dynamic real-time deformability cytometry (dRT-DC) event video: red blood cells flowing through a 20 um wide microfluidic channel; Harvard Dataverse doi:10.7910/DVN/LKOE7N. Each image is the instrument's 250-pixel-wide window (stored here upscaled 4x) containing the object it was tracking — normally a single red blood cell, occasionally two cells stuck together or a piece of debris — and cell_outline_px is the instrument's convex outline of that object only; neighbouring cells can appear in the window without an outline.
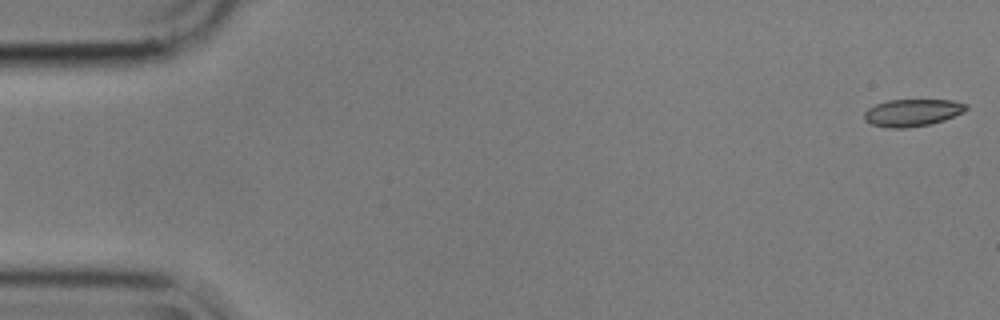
{"species": "common noctule bat (a hibernating species)", "species_latin": "Nyctalus noctula", "temperature_condition": "cold", "stored_images_in_passage": 47, "camera_frame_rate_fps": 3000, "um_per_image_px": 0.085, "animal": {"sex": "male", "body_mass_g": 17.9}, "frame": {"image": 1, "passage_image": 1, "time_ms": 0.0, "image_size_px": [1000, 320], "cell_outline_px": [[968, 108], [964, 112], [944, 120], [928, 124], [908, 128], [888, 128], [872, 124], [864, 120], [864, 112], [868, 108], [876, 104], [888, 100], [952, 100], [968, 104]], "centroid_in_image_um": [77.55, 9.57], "position_along_channel_um": 7.4, "area_um2": 16.18}}
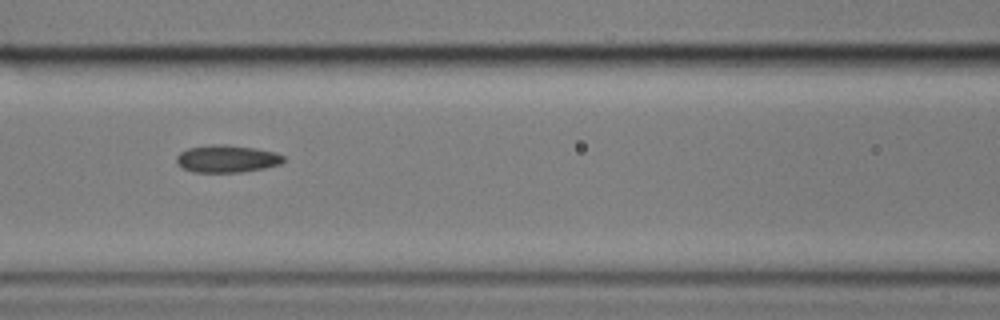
{"frame": {"image": 2, "passage_image": 24, "time_ms": 7.667, "image_size_px": [1000, 320], "cell_outline_px": [[284, 160], [280, 164], [264, 168], [240, 172], [192, 172], [184, 168], [176, 160], [176, 156], [180, 152], [188, 148], [212, 144], [228, 144], [256, 148], [276, 152], [284, 156]], "centroid_in_image_um": [19.3, 13.48], "position_along_channel_um": 147.3, "area_um2": 17.11}}
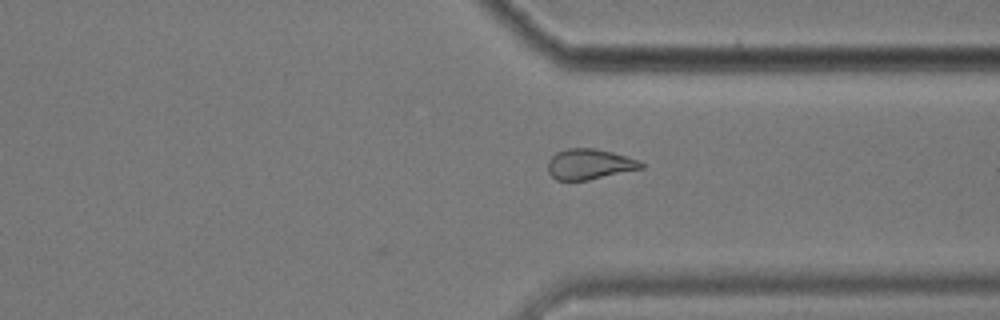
{"frame": {"image": 3, "passage_image": 42, "time_ms": 13.667, "image_size_px": [1000, 320], "cell_outline_px": [[644, 168], [588, 180], [556, 180], [548, 172], [548, 160], [556, 152], [568, 148], [596, 148], [612, 152], [640, 160], [644, 164]], "centroid_in_image_um": [50.11, 13.95], "position_along_channel_um": 361.3, "area_um2": 16.65}, "authors_computed_cell_mechanics": {"area_um2": 16.6464, "velocity_mm_per_s": 3.5697, "shape_relaxation_time_tau1_ms": null, "shape_relaxation_time_tau2_ms": 5.0345, "deformation_change_tau1": null, "deformation_change_tau2": 0.1201}}